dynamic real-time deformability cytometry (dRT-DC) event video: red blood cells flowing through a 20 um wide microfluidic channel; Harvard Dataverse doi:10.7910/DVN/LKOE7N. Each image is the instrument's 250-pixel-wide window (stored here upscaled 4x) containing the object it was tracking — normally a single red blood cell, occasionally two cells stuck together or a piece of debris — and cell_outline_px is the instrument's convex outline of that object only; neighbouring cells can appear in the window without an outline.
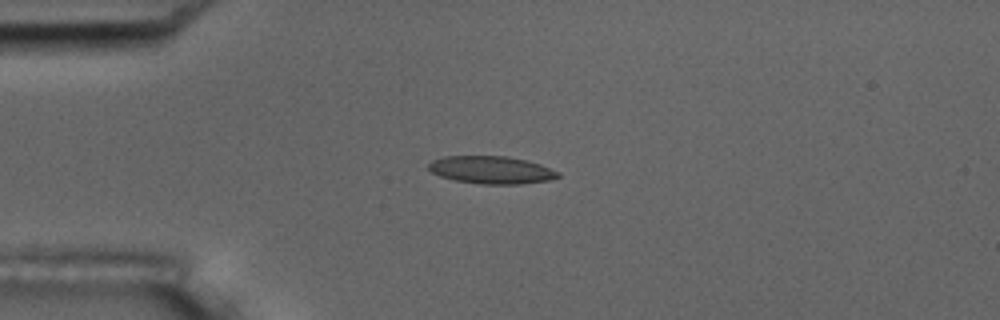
{"species": "common noctule bat (a hibernating species)", "species_latin": "Nyctalus noctula", "temperature_condition": "room temperature", "stored_images_in_passage": 10, "camera_frame_rate_fps": 3000, "um_per_image_px": 0.085, "animal": {"sex": "male", "body_mass_g": 17.5, "forearm_length_mm": 52.3}, "frame": {"image": 1, "passage_image": 4, "time_ms": 3.333, "image_size_px": [1000, 320], "cell_outline_px": [[560, 176], [548, 180], [520, 184], [480, 184], [456, 180], [440, 176], [432, 172], [428, 168], [428, 164], [432, 160], [444, 156], [508, 156], [540, 164], [560, 172]], "centroid_in_image_um": [41.75, 14.44], "position_along_channel_um": 43.2, "area_um2": 20.75}}
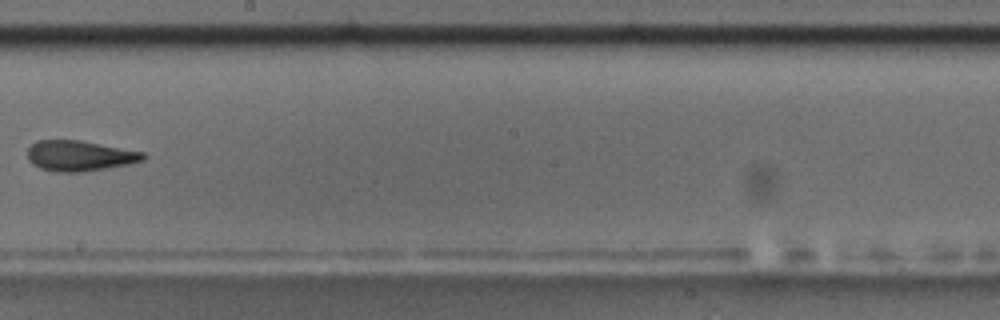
{"frame": {"image": 2, "passage_image": 9, "time_ms": 9.333, "image_size_px": [1000, 320], "cell_outline_px": [[148, 156], [144, 160], [128, 164], [80, 172], [56, 172], [40, 168], [32, 164], [28, 160], [28, 148], [36, 140], [80, 140], [144, 152]], "centroid_in_image_um": [6.76, 13.24], "position_along_channel_um": 241.4, "area_um2": 20.52}}